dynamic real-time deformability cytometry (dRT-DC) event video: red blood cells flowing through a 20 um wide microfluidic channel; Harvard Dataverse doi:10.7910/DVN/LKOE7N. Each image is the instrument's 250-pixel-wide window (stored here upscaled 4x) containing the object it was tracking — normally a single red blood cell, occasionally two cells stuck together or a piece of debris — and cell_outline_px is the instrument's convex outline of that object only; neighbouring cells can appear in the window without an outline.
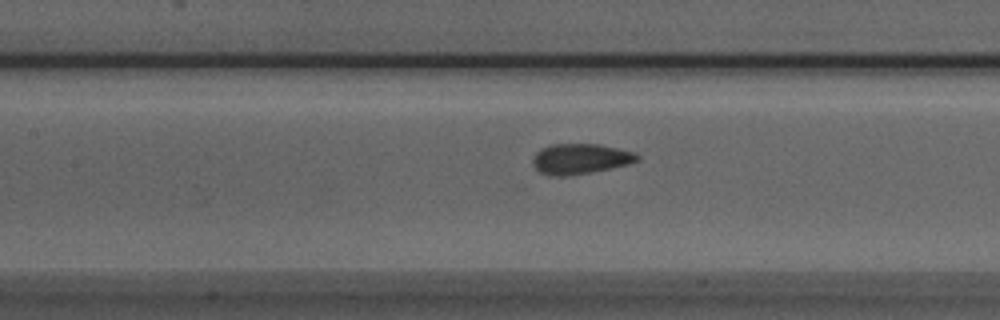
{"species": "Egyptian fruit bat (a non-hibernating species)", "species_latin": "Rousettus aegyptiacus", "temperature_condition": "room temperature", "stored_images_in_passage": 31, "camera_frame_rate_fps": 3000, "um_per_image_px": 0.085, "animal": {"sex": "male"}, "frame": {"image": 1, "passage_image": 8, "time_ms": 2.333, "image_size_px": [1000, 320], "cell_outline_px": [[640, 160], [628, 164], [588, 172], [564, 176], [548, 176], [540, 172], [532, 164], [532, 160], [536, 152], [540, 148], [552, 144], [596, 144], [636, 152], [640, 156]], "centroid_in_image_um": [49.3, 13.49], "position_along_channel_um": 158.1, "area_um2": 18.38}}
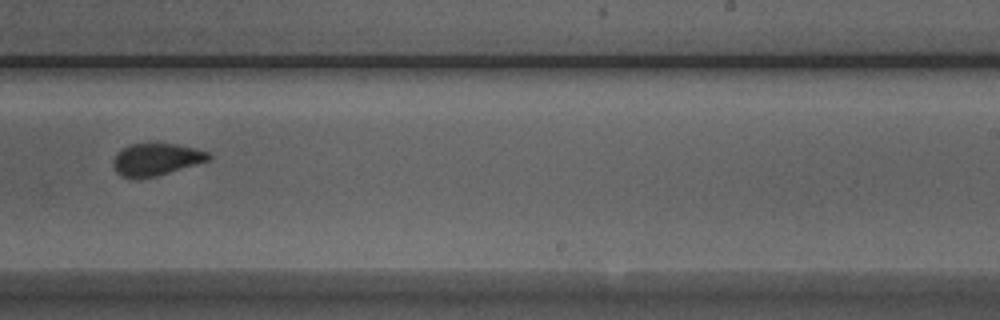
{"frame": {"image": 2, "passage_image": 17, "time_ms": 5.333, "image_size_px": [1000, 320], "cell_outline_px": [[212, 160], [156, 176], [120, 176], [116, 172], [112, 164], [112, 160], [116, 152], [132, 144], [176, 144], [208, 152], [212, 156]], "centroid_in_image_um": [13.29, 13.54], "position_along_channel_um": 275.7, "area_um2": 17.57}}
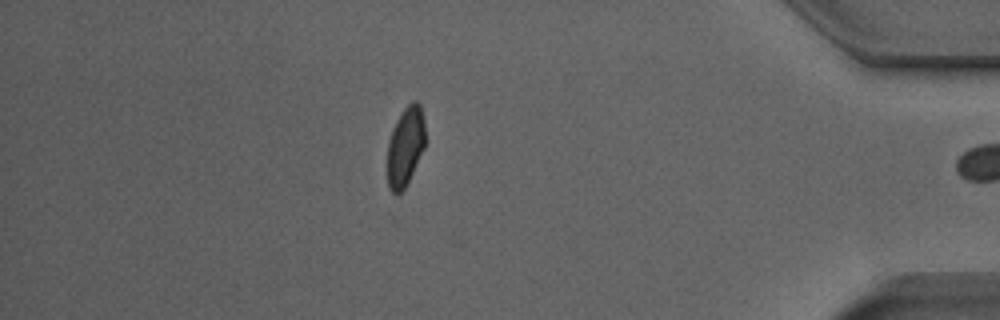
{"frame": {"image": 3, "passage_image": 30, "time_ms": 9.667, "image_size_px": [1000, 320], "cell_outline_px": [[424, 148], [404, 188], [400, 192], [392, 192], [388, 188], [388, 140], [392, 128], [400, 112], [412, 100], [416, 100], [420, 104], [424, 120]], "centroid_in_image_um": [34.44, 12.38], "position_along_channel_um": 400.8, "area_um2": 17.28}}